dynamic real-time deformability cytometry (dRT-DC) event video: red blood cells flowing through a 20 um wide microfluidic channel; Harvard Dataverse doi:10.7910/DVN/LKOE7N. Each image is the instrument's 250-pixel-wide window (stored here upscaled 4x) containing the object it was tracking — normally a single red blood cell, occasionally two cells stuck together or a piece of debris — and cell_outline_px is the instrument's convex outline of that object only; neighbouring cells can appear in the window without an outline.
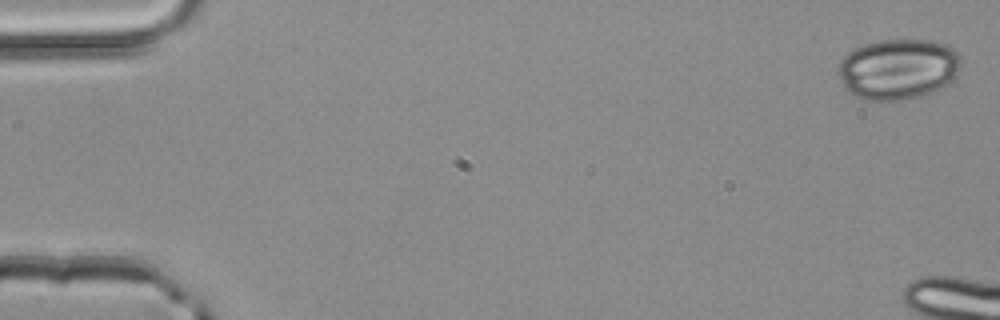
{"species": "common noctule bat (a hibernating species)", "species_latin": "Nyctalus noctula", "temperature_condition": "room temperature", "stored_images_in_passage": 6, "camera_frame_rate_fps": 3000, "um_per_image_px": 0.085, "animal": {"sex": "male", "body_mass_g": 20.4}, "frame": {"image": 1, "passage_image": 1, "time_ms": 0.0, "image_size_px": [1000, 320], "cell_outline_px": [[960, 68], [952, 80], [920, 96], [896, 100], [864, 100], [848, 92], [840, 80], [836, 72], [844, 56], [848, 52], [864, 44], [880, 40], [928, 40], [944, 44], [952, 48], [960, 56]], "centroid_in_image_um": [76.29, 5.86], "position_along_channel_um": 8.7, "area_um2": 42.95}}